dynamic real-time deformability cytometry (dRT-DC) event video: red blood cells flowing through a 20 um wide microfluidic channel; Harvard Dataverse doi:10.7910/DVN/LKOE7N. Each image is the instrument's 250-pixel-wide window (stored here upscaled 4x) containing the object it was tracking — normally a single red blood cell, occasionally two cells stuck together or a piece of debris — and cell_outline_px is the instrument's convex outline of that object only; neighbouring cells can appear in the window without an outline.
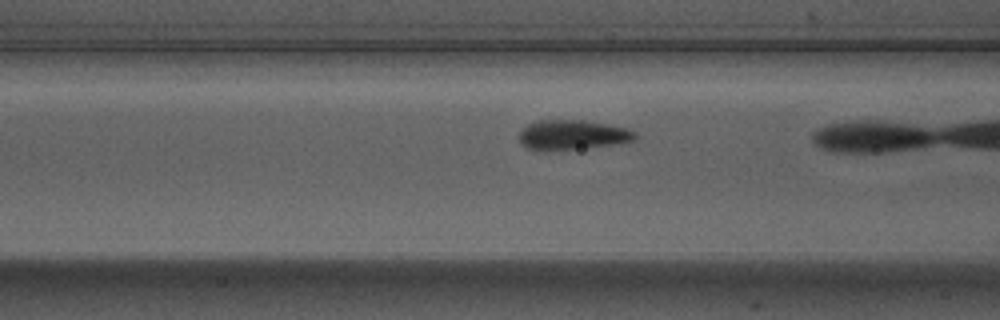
{"species": "Egyptian fruit bat (a non-hibernating species)", "species_latin": "Rousettus aegyptiacus", "temperature_condition": "warm", "stored_images_in_passage": 7, "camera_frame_rate_fps": 3000, "um_per_image_px": 0.085, "animal": {"sex": "male"}, "frame": {"image": 1, "passage_image": 6, "time_ms": 1.667, "image_size_px": [1000, 320], "cell_outline_px": [[636, 136], [632, 140], [612, 144], [572, 148], [528, 148], [520, 140], [520, 132], [528, 124], [536, 120], [584, 120], [608, 124], [628, 128], [636, 132]], "centroid_in_image_um": [48.69, 11.4], "position_along_channel_um": 117.9, "area_um2": 19.13}}